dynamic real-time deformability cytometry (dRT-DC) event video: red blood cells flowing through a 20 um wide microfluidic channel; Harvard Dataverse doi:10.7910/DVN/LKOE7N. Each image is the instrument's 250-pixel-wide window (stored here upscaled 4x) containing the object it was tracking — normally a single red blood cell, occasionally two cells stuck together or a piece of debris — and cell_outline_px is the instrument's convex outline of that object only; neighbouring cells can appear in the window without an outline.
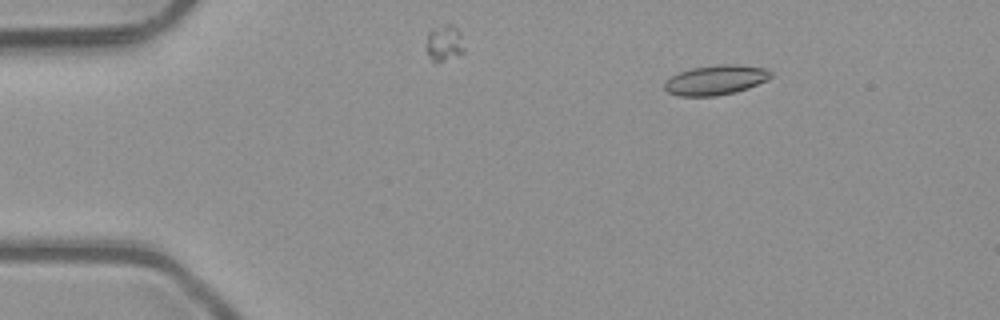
{"species": "common noctule bat (a hibernating species)", "species_latin": "Nyctalus noctula", "temperature_condition": "room temperature", "stored_images_in_passage": 5, "camera_frame_rate_fps": 3000, "um_per_image_px": 0.085, "animal": {"sex": "male", "body_mass_g": 23.1, "forearm_length_mm": 52.7}, "frame": {"image": 1, "passage_image": 3, "time_ms": 0.667, "image_size_px": [1000, 320], "cell_outline_px": [[772, 76], [768, 80], [748, 88], [736, 92], [716, 96], [676, 96], [668, 92], [664, 88], [664, 84], [672, 76], [680, 72], [692, 68], [716, 64], [740, 64], [768, 68], [772, 72]], "centroid_in_image_um": [60.89, 6.79], "position_along_channel_um": 24.1, "area_um2": 18.67}}